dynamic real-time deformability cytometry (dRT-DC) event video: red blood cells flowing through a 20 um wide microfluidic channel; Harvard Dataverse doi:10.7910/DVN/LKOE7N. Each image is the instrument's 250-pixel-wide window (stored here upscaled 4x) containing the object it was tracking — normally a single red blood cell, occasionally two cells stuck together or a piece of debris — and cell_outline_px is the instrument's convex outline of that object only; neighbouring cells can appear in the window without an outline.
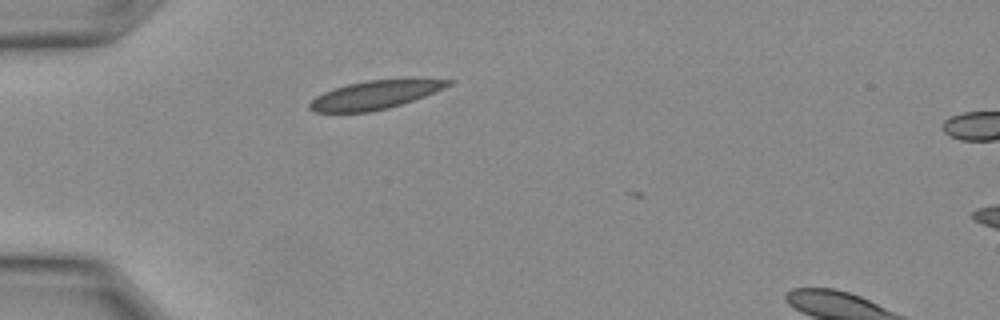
{"species": "Egyptian fruit bat (a non-hibernating species)", "species_latin": "Rousettus aegyptiacus", "temperature_condition": "warm", "stored_images_in_passage": 2, "camera_frame_rate_fps": 3000, "um_per_image_px": 0.085, "animal": {"sex": "female"}, "frame": {"image": 1, "passage_image": 1, "time_ms": 0.0, "image_size_px": [1000, 320], "cell_outline_px": [[456, 80], [452, 84], [424, 96], [388, 108], [372, 112], [312, 112], [308, 108], [308, 104], [316, 96], [324, 92], [348, 84], [368, 80]], "centroid_in_image_um": [31.79, 8.09], "position_along_channel_um": 53.2, "area_um2": 22.37}}